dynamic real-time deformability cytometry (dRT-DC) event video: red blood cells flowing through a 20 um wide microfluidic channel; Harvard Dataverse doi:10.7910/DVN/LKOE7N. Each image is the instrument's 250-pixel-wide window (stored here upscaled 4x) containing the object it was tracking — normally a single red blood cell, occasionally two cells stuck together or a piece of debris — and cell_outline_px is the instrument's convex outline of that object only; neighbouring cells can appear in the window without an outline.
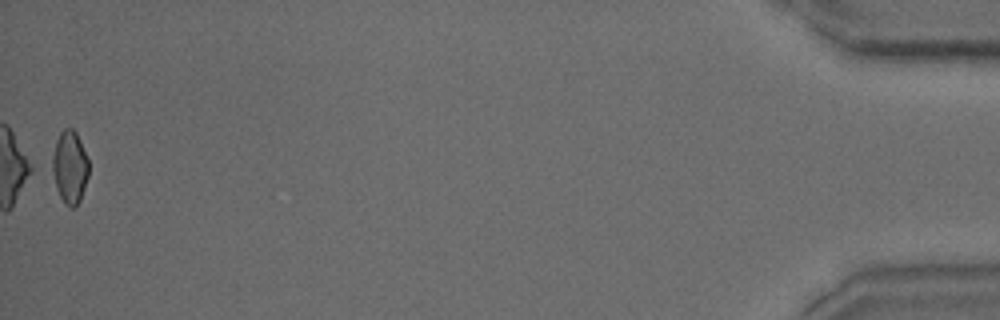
{"species": "common noctule bat (a hibernating species)", "species_latin": "Nyctalus noctula", "temperature_condition": "warm", "stored_images_in_passage": 39, "segment_of_instrument_passage": [2, 2], "camera_frame_rate_fps": 3000, "um_per_image_px": 0.085, "animal": {"sex": "male", "body_mass_g": 15.6}, "frame": {"image": 1, "passage_image": 39, "time_ms": 12.667, "image_size_px": [1000, 320], "cell_outline_px": [[88, 176], [80, 200], [76, 208], [72, 208], [64, 204], [56, 188], [48, 168], [56, 140], [60, 132], [64, 128], [72, 128], [76, 132], [80, 140], [88, 160]], "centroid_in_image_um": [5.88, 14.22], "position_along_channel_um": 429.3, "area_um2": 15.95}}